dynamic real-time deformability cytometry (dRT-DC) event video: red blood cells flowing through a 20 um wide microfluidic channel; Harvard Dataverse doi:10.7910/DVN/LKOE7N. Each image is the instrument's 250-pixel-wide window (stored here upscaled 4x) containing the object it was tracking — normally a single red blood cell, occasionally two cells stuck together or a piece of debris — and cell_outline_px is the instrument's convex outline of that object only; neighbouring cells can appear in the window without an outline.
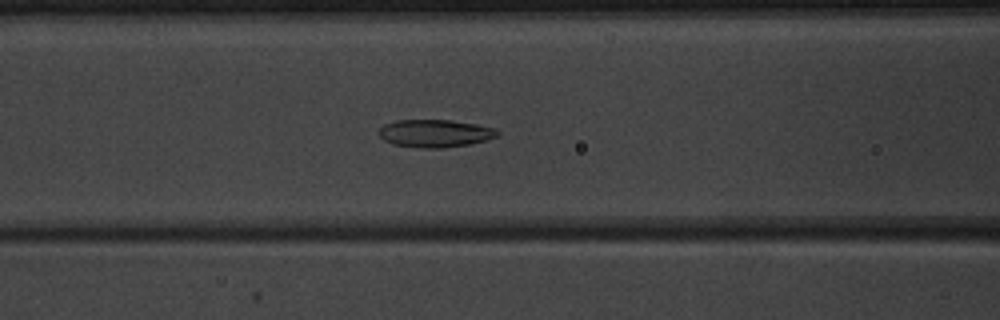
{"species": "common noctule bat (a hibernating species)", "species_latin": "Nyctalus noctula", "temperature_condition": "warm", "stored_images_in_passage": 52, "camera_frame_rate_fps": 3000, "um_per_image_px": 0.085, "animal": {"sex": "male", "body_mass_g": 20.1, "forearm_length_mm": 53.5}, "frame": {"image": 1, "passage_image": 22, "time_ms": 7.0, "image_size_px": [1000, 320], "cell_outline_px": [[500, 132], [496, 136], [488, 140], [468, 144], [440, 148], [420, 148], [392, 144], [384, 140], [376, 132], [384, 124], [396, 120], [448, 120], [476, 124], [496, 128]], "centroid_in_image_um": [36.95, 11.33], "position_along_channel_um": 129.6, "area_um2": 19.19}}
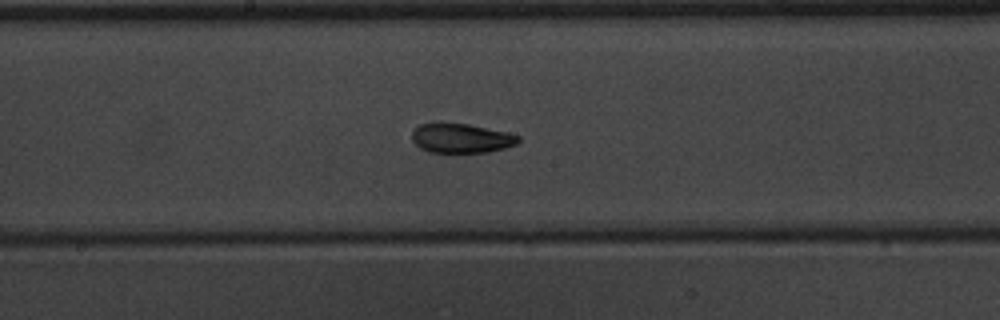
{"frame": {"image": 2, "passage_image": 28, "time_ms": 9.0, "image_size_px": [1000, 320], "cell_outline_px": [[520, 140], [516, 144], [504, 148], [488, 152], [428, 152], [420, 148], [412, 140], [412, 132], [420, 124], [436, 120], [440, 120], [468, 124], [508, 132], [520, 136]], "centroid_in_image_um": [39.16, 11.71], "position_along_channel_um": 209.0, "area_um2": 18.73}}
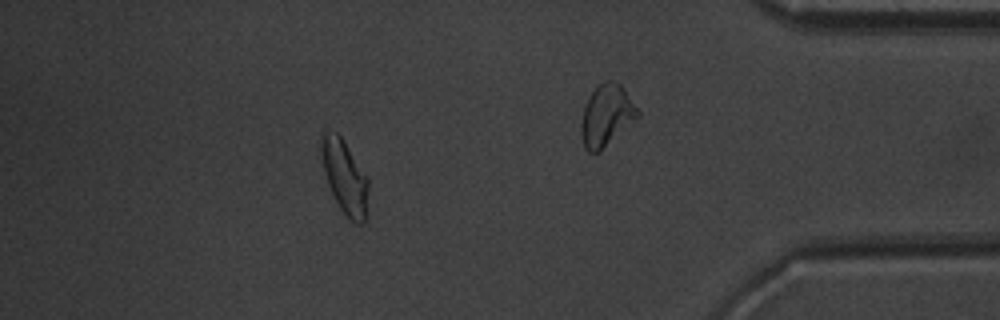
{"frame": {"image": 3, "passage_image": 46, "time_ms": 15.0, "image_size_px": [1000, 320], "cell_outline_px": [[368, 188], [364, 224], [356, 224], [340, 208], [328, 184], [324, 172], [320, 156], [320, 132], [336, 132], [340, 136], [368, 180]], "centroid_in_image_um": [29.25, 15.01], "position_along_channel_um": 405.9, "area_um2": 19.65}, "authors_computed_cell_mechanics": {"area_um2": 19.7965, "velocity_mm_per_s": 3.9737, "shape_relaxation_time_tau1_ms": 6.2425, "shape_relaxation_time_tau2_ms": 1.8739, "deformation_change_tau1": 0.1416, "deformation_change_tau2": 0.0858}}